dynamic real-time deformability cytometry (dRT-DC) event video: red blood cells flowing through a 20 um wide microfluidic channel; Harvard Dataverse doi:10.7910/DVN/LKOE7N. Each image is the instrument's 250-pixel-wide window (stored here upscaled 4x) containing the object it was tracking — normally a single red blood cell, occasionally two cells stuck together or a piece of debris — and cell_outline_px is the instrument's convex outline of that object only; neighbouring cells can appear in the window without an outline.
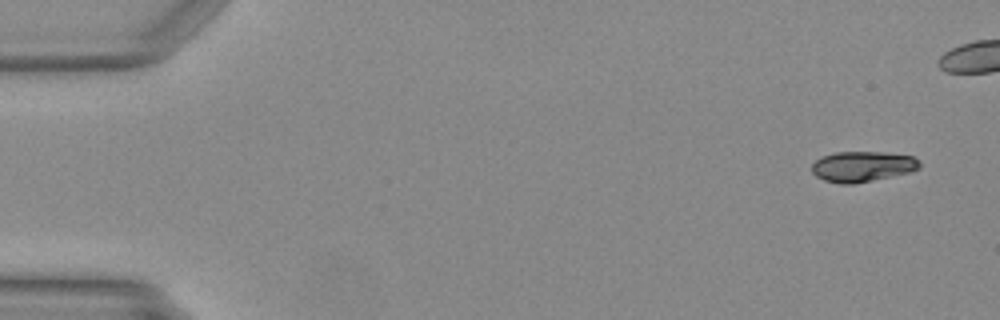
{"species": "Egyptian fruit bat (a non-hibernating species)", "species_latin": "Rousettus aegyptiacus", "temperature_condition": "warm", "stored_images_in_passage": 41, "camera_frame_rate_fps": 3000, "um_per_image_px": 0.085, "animal": {"sex": "female"}, "frame": {"image": 1, "passage_image": 1, "time_ms": 0.0, "image_size_px": [1000, 320], "cell_outline_px": [[920, 168], [912, 172], [856, 184], [840, 184], [824, 180], [816, 176], [812, 172], [812, 164], [816, 160], [824, 156], [836, 152], [884, 152], [912, 156], [920, 164]], "centroid_in_image_um": [73.31, 14.17], "position_along_channel_um": 11.7, "area_um2": 19.19}}
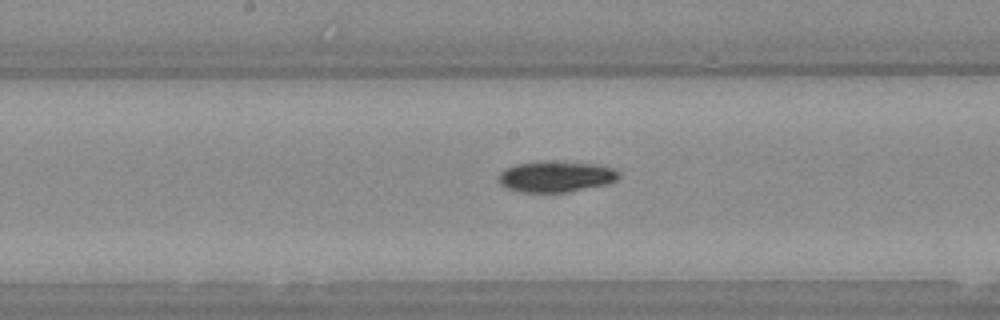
{"frame": {"image": 2, "passage_image": 24, "time_ms": 7.667, "image_size_px": [1000, 320], "cell_outline_px": [[620, 176], [616, 180], [608, 184], [568, 192], [520, 192], [508, 188], [500, 184], [496, 180], [496, 176], [500, 172], [516, 164], [540, 160], [596, 164], [616, 168], [620, 172]], "centroid_in_image_um": [47.25, 15.0], "position_along_channel_um": 200.9, "area_um2": 22.08}}
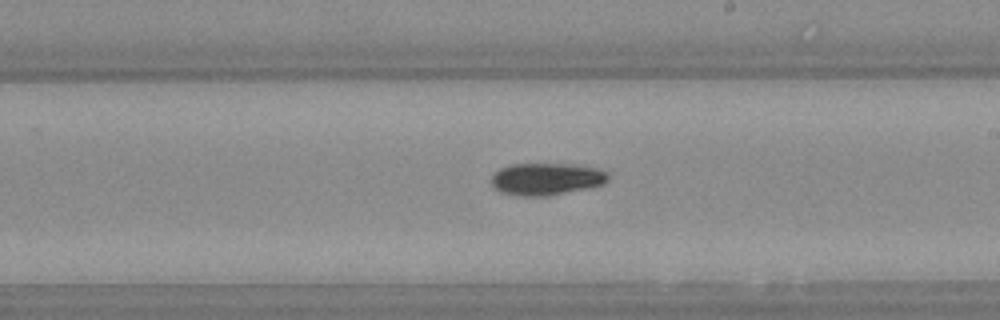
{"frame": {"image": 3, "passage_image": 27, "time_ms": 8.667, "image_size_px": [1000, 320], "cell_outline_px": [[608, 180], [604, 184], [548, 196], [520, 196], [500, 192], [492, 184], [492, 176], [500, 168], [512, 164], [572, 164], [596, 168], [608, 172]], "centroid_in_image_um": [46.44, 15.21], "position_along_channel_um": 242.6, "area_um2": 21.73}}